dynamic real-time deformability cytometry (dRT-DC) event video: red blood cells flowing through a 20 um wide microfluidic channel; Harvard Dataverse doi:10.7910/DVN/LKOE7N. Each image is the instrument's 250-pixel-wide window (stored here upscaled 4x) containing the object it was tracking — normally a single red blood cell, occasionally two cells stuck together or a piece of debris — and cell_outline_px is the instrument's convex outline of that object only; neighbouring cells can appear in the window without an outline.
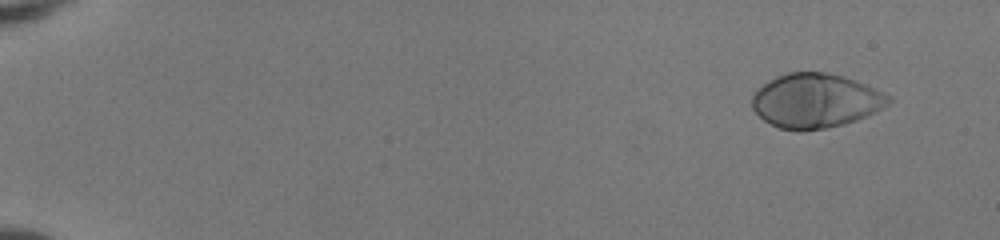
{"species": "human", "species_latin": "Homo sapiens", "temperature_condition": "room temperature", "stored_images_in_passage": 53, "camera_frame_rate_fps": 3000, "um_per_image_px": 0.085, "donor": {"sex": "female"}, "frame": {"image": 1, "passage_image": 5, "time_ms": 1.333, "image_size_px": [1000, 240], "cell_outline_px": [[892, 100], [888, 104], [856, 120], [844, 124], [824, 128], [800, 132], [780, 128], [764, 120], [752, 108], [752, 92], [756, 88], [768, 80], [776, 76], [788, 72], [828, 72], [844, 76], [856, 80], [892, 96]], "centroid_in_image_um": [69.28, 8.55], "position_along_channel_um": 15.7, "area_um2": 43.35}}
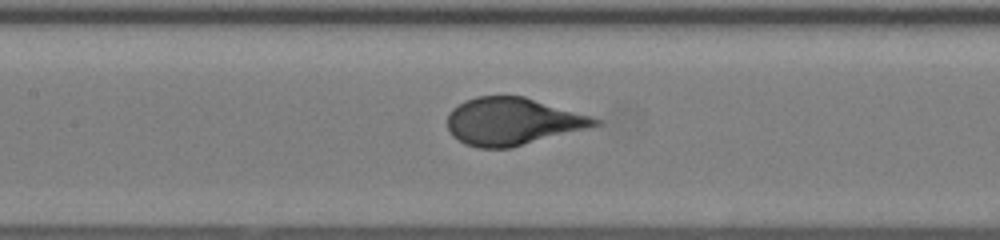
{"frame": {"image": 2, "passage_image": 28, "time_ms": 9.0, "image_size_px": [1000, 240], "cell_outline_px": [[604, 124], [592, 128], [512, 148], [480, 148], [464, 144], [452, 136], [448, 128], [448, 116], [452, 108], [464, 100], [476, 96], [524, 96], [592, 116], [600, 120]], "centroid_in_image_um": [43.61, 10.33], "position_along_channel_um": 163.8, "area_um2": 41.27}}
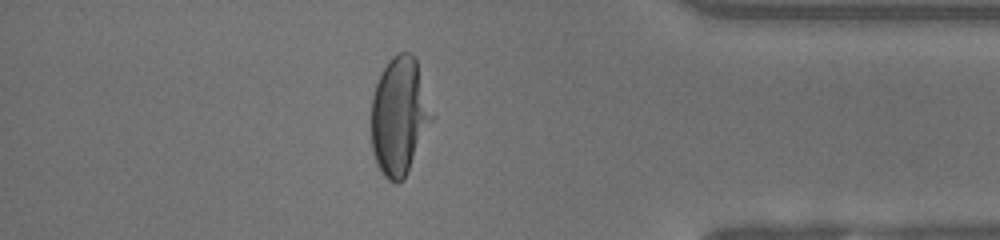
{"frame": {"image": 3, "passage_image": 47, "time_ms": 15.333, "image_size_px": [1000, 240], "cell_outline_px": [[436, 116], [404, 180], [400, 184], [396, 184], [388, 180], [384, 176], [376, 164], [372, 152], [372, 96], [376, 84], [388, 60], [392, 56], [400, 52], [412, 52], [416, 56]], "centroid_in_image_um": [34.0, 9.87], "position_along_channel_um": 401.2, "area_um2": 42.71}}